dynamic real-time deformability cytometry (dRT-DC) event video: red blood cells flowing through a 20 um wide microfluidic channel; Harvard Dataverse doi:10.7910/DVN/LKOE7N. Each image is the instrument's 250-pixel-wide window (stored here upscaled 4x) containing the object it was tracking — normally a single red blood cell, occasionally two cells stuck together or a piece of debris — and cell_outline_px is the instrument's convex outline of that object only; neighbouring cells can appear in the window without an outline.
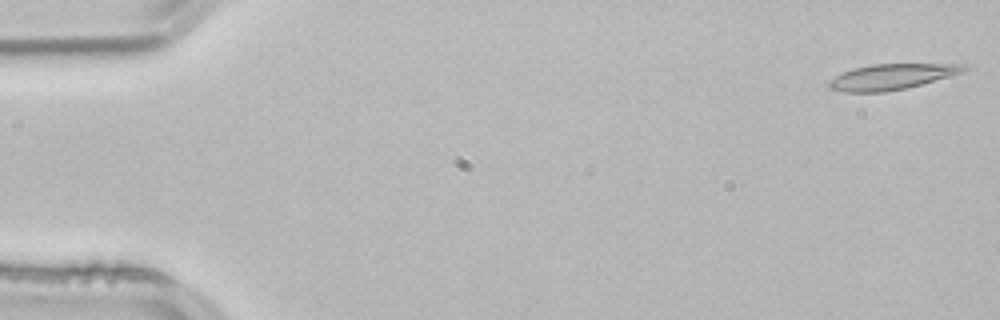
{"species": "common noctule bat (a hibernating species)", "species_latin": "Nyctalus noctula", "temperature_condition": "room temperature", "stored_images_in_passage": 52, "camera_frame_rate_fps": 3000, "um_per_image_px": 0.085, "animal": {"sex": "male", "body_mass_g": 21.5, "forearm_length_mm": 52.0}, "frame": {"image": 1, "passage_image": 1, "time_ms": 0.0, "image_size_px": [1000, 320], "cell_outline_px": [[968, 68], [960, 72], [948, 76], [908, 88], [884, 92], [844, 92], [828, 88], [828, 80], [852, 68], [872, 64], [968, 64]], "centroid_in_image_um": [75.74, 6.52], "position_along_channel_um": 9.3, "area_um2": 20.0}}
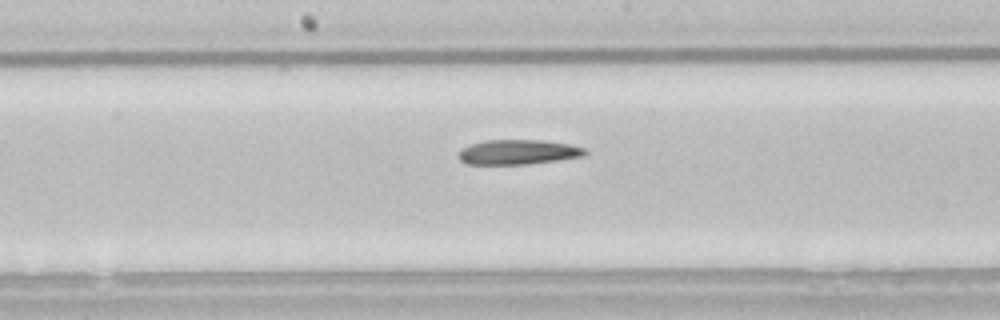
{"frame": {"image": 2, "passage_image": 27, "time_ms": 8.667, "image_size_px": [1000, 320], "cell_outline_px": [[588, 152], [584, 156], [528, 164], [468, 164], [460, 160], [456, 156], [464, 148], [472, 144], [484, 140], [540, 140], [568, 144], [584, 148]], "centroid_in_image_um": [44.03, 12.93], "position_along_channel_um": 204.2, "area_um2": 18.09}}
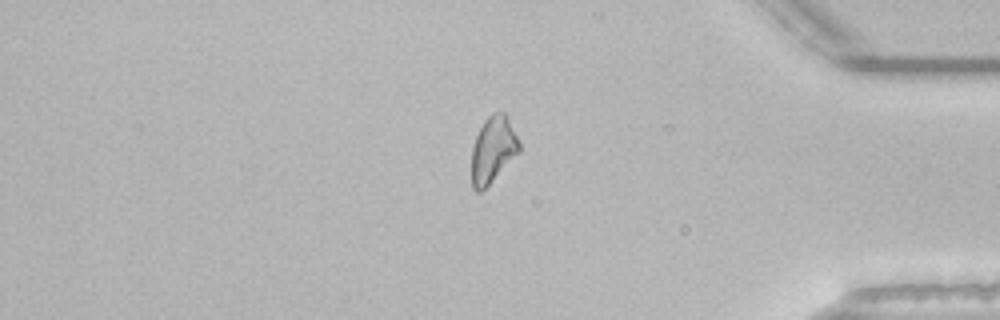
{"frame": {"image": 3, "passage_image": 44, "time_ms": 14.333, "image_size_px": [1000, 320], "cell_outline_px": [[520, 152], [480, 192], [476, 192], [472, 188], [472, 148], [476, 136], [484, 120], [492, 112], [504, 112], [508, 116], [520, 140]], "centroid_in_image_um": [41.92, 12.68], "position_along_channel_um": 393.3, "area_um2": 18.44}}